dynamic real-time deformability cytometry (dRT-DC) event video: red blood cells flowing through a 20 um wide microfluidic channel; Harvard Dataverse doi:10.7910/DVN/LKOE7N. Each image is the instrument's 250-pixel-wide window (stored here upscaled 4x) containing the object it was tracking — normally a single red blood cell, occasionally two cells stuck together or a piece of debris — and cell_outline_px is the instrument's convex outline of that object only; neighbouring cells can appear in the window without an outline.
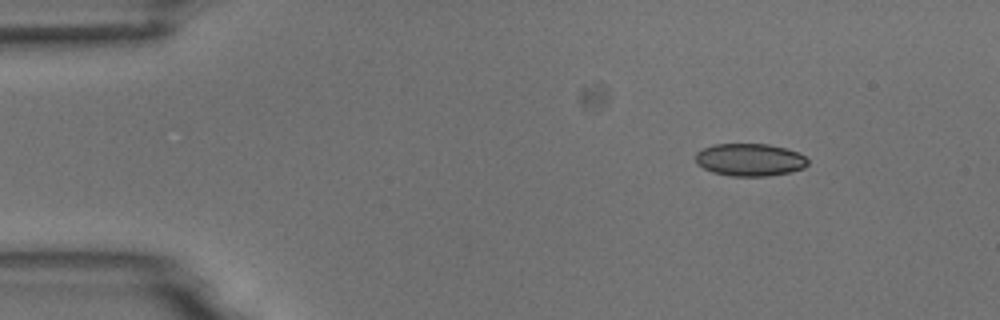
{"species": "common noctule bat (a hibernating species)", "species_latin": "Nyctalus noctula", "temperature_condition": "room temperature", "stored_images_in_passage": 4, "camera_frame_rate_fps": 3000, "um_per_image_px": 0.085, "animal": {"sex": "male", "body_mass_g": 18.8}, "frame": {"image": 1, "passage_image": 1, "time_ms": 0.0, "image_size_px": [1000, 320], "cell_outline_px": [[808, 164], [804, 168], [788, 172], [768, 176], [732, 176], [712, 172], [696, 164], [696, 152], [712, 144], [768, 144], [784, 148], [796, 152], [804, 156], [808, 160]], "centroid_in_image_um": [63.71, 13.58], "position_along_channel_um": 21.3, "area_um2": 21.21}}
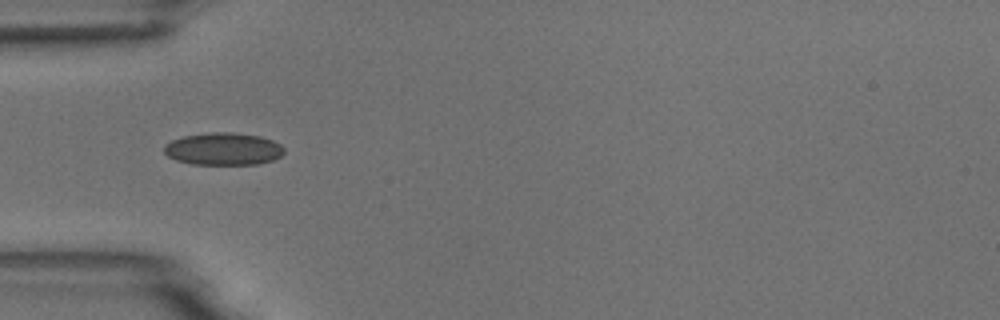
{"frame": {"image": 2, "passage_image": 4, "time_ms": 3.333, "image_size_px": [1000, 320], "cell_outline_px": [[284, 152], [280, 156], [272, 160], [260, 164], [192, 164], [176, 160], [168, 156], [164, 152], [164, 144], [172, 140], [184, 136], [208, 132], [232, 132], [260, 136], [272, 140], [280, 144], [284, 148]], "centroid_in_image_um": [18.98, 12.65], "position_along_channel_um": 66.0, "area_um2": 22.72}}